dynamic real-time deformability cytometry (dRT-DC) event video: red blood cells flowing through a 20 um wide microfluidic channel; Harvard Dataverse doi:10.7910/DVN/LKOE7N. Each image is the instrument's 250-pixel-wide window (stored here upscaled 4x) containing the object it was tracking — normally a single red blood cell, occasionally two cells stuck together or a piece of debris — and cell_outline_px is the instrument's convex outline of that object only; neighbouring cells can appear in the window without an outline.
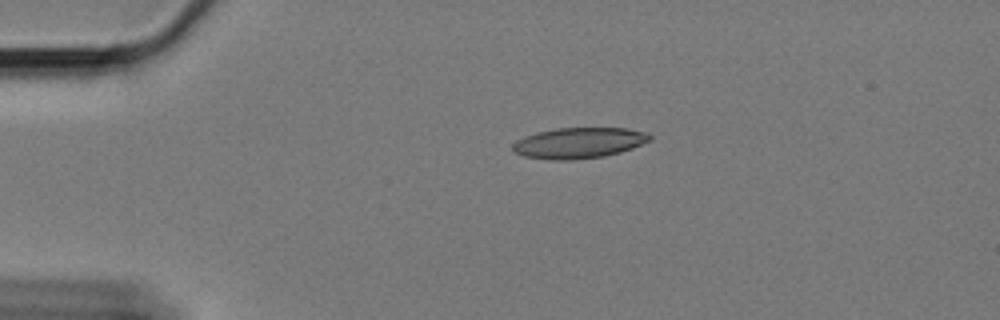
{"species": "Egyptian fruit bat (a non-hibernating species)", "species_latin": "Rousettus aegyptiacus", "temperature_condition": "cold", "stored_images_in_passage": 48, "camera_frame_rate_fps": 3000, "um_per_image_px": 0.085, "animal": {"sex": "female"}, "frame": {"image": 1, "passage_image": 1, "time_ms": 0.0, "image_size_px": [1000, 320], "cell_outline_px": [[652, 140], [632, 148], [620, 152], [604, 156], [572, 160], [556, 160], [524, 156], [516, 152], [512, 148], [512, 144], [516, 140], [524, 136], [536, 132], [556, 128], [624, 128], [648, 132], [652, 136]], "centroid_in_image_um": [49.22, 12.14], "position_along_channel_um": 35.8, "area_um2": 24.62}}
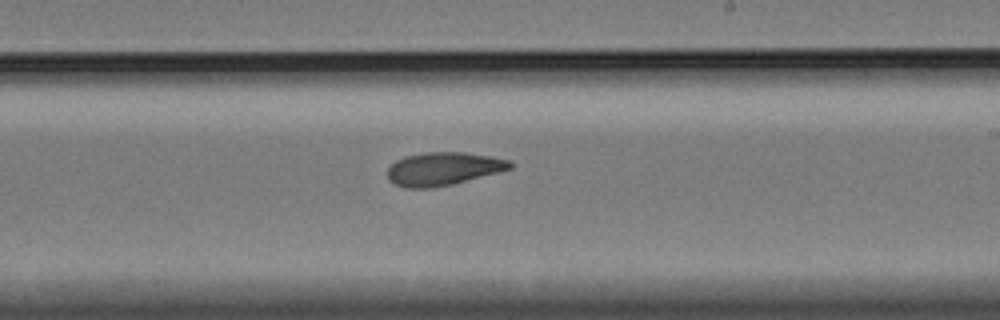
{"frame": {"image": 2, "passage_image": 24, "time_ms": 7.667, "image_size_px": [1000, 320], "cell_outline_px": [[512, 168], [500, 172], [452, 184], [432, 188], [404, 188], [388, 180], [388, 168], [396, 160], [408, 156], [424, 152], [464, 152], [488, 156], [508, 160], [512, 164]], "centroid_in_image_um": [37.66, 14.35], "position_along_channel_um": 251.3, "area_um2": 23.52}}
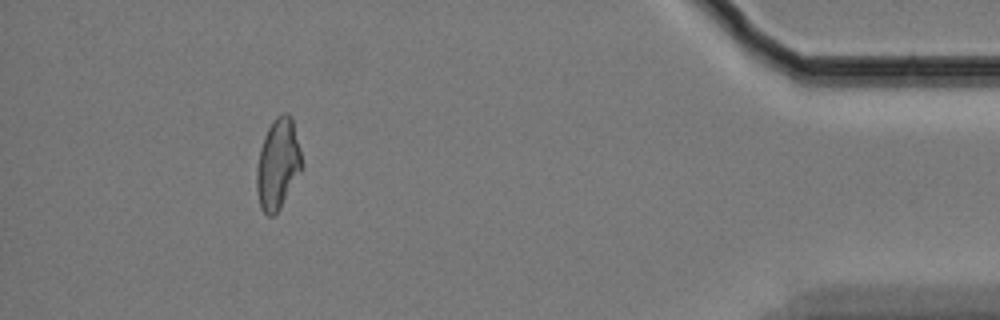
{"frame": {"image": 3, "passage_image": 43, "time_ms": 14.0, "image_size_px": [1000, 320], "cell_outline_px": [[300, 172], [280, 208], [272, 216], [268, 216], [260, 208], [256, 192], [256, 168], [260, 148], [264, 136], [268, 128], [276, 116], [284, 112], [288, 112], [292, 116], [300, 148]], "centroid_in_image_um": [23.59, 13.92], "position_along_channel_um": 411.6, "area_um2": 23.7}, "authors_computed_cell_mechanics": {"area_um2": 23.987, "velocity_mm_per_s": 3.3555, "shape_relaxation_time_tau1_ms": 10.4769, "shape_relaxation_time_tau2_ms": 5.307, "deformation_change_tau1": 0.2085, "deformation_change_tau2": 0.1276}}